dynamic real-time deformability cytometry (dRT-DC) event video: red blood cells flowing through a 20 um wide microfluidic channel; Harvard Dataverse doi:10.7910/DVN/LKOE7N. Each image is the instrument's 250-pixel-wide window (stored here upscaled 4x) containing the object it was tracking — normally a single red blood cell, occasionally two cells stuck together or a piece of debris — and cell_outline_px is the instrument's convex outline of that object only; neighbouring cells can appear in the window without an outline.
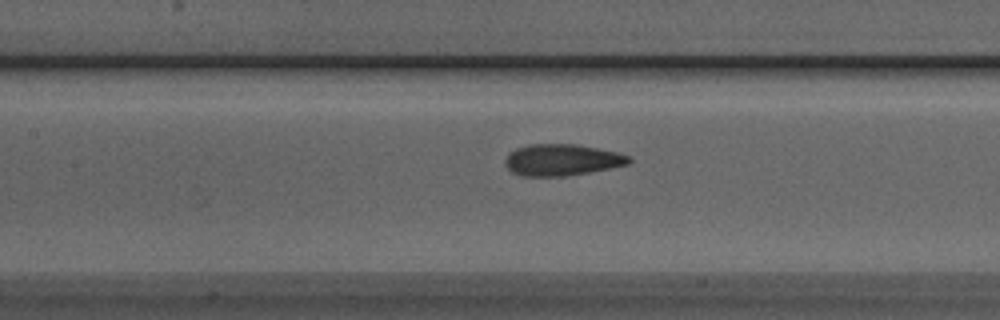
{"species": "Egyptian fruit bat (a non-hibernating species)", "species_latin": "Rousettus aegyptiacus", "temperature_condition": "room temperature", "stored_images_in_passage": 35, "camera_frame_rate_fps": 3000, "um_per_image_px": 0.085, "animal": {"sex": "male"}, "frame": {"image": 1, "passage_image": 11, "time_ms": 3.333, "image_size_px": [1000, 320], "cell_outline_px": [[632, 160], [628, 164], [588, 172], [564, 176], [520, 176], [512, 172], [504, 164], [504, 160], [508, 152], [516, 148], [528, 144], [576, 144], [616, 152], [628, 156]], "centroid_in_image_um": [47.69, 13.59], "position_along_channel_um": 159.7, "area_um2": 22.66}}
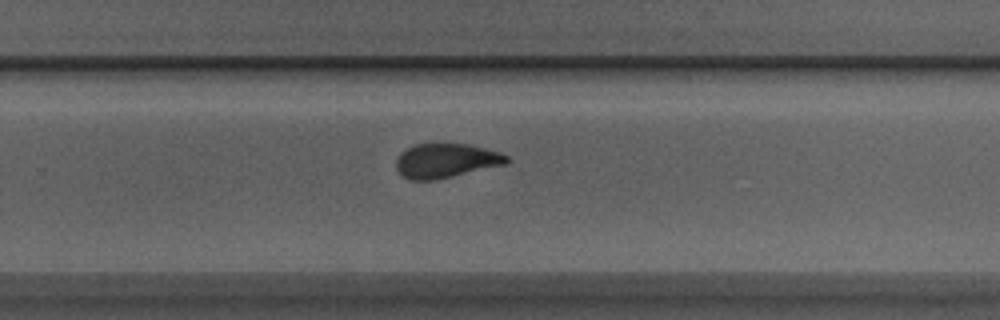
{"frame": {"image": 2, "passage_image": 21, "time_ms": 6.667, "image_size_px": [1000, 320], "cell_outline_px": [[508, 164], [436, 180], [408, 180], [396, 168], [396, 160], [400, 152], [412, 144], [468, 144], [500, 152], [508, 156]], "centroid_in_image_um": [37.9, 13.66], "position_along_channel_um": 291.9, "area_um2": 22.25}}
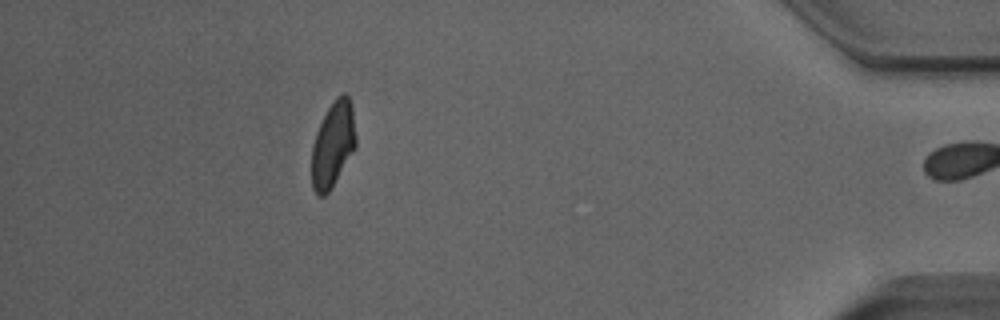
{"frame": {"image": 3, "passage_image": 34, "time_ms": 11.0, "image_size_px": [1000, 320], "cell_outline_px": [[356, 148], [328, 192], [324, 196], [316, 196], [312, 188], [312, 144], [316, 132], [328, 108], [336, 96], [344, 92], [348, 96], [352, 104], [356, 136]], "centroid_in_image_um": [28.31, 12.27], "position_along_channel_um": 406.9, "area_um2": 22.08}, "authors_computed_cell_mechanics": {"area_um2": 22.7154, "velocity_mm_per_s": 3.9847, "shape_relaxation_time_tau1_ms": 4.9781, "shape_relaxation_time_tau2_ms": 1.4827, "deformation_change_tau1": 0.1573, "deformation_change_tau2": 0.0708}}